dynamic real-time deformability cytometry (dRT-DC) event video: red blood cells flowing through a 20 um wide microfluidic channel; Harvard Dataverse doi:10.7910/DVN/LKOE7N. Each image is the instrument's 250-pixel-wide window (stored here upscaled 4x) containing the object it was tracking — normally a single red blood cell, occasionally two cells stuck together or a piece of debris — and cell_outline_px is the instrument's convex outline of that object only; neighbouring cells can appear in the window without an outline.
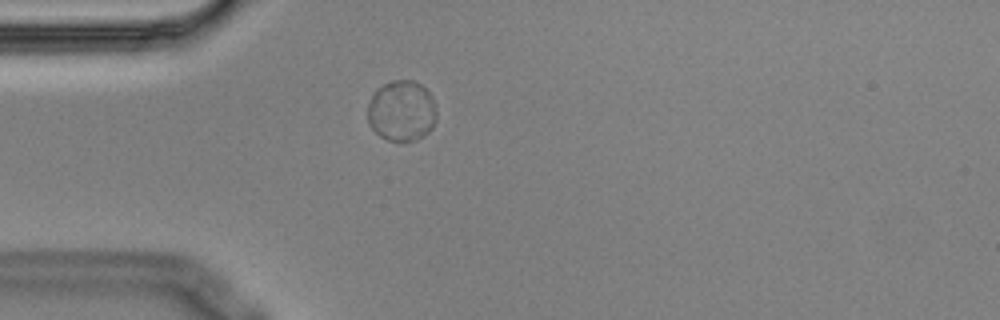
{"species": "Egyptian fruit bat (a non-hibernating species)", "species_latin": "Rousettus aegyptiacus", "temperature_condition": "cold", "stored_images_in_passage": 1, "camera_frame_rate_fps": 3000, "um_per_image_px": 0.085, "animal": {"sex": "male"}, "frame": {"image": 1, "passage_image": 1, "time_ms": 0.0, "image_size_px": [1000, 320], "cell_outline_px": [[436, 120], [432, 128], [424, 136], [416, 140], [388, 140], [380, 136], [372, 128], [368, 120], [368, 104], [376, 88], [392, 80], [412, 80], [420, 84], [432, 96], [436, 104]], "centroid_in_image_um": [34.16, 9.41], "position_along_channel_um": 50.8, "area_um2": 24.45}}